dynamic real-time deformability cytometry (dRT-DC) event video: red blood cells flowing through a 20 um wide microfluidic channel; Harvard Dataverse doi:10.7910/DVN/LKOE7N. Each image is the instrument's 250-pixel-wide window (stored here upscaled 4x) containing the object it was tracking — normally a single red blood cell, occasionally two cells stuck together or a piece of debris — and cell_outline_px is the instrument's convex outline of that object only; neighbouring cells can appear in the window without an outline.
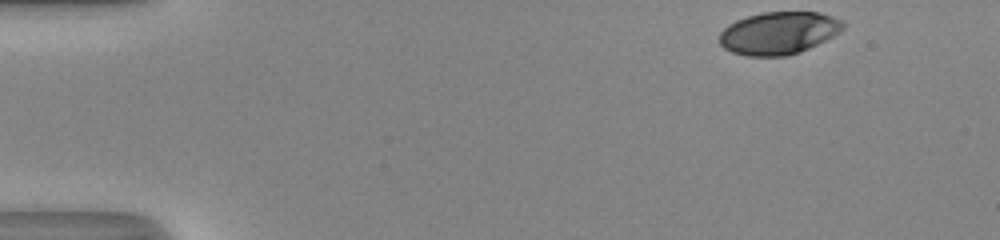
{"species": "human", "species_latin": "Homo sapiens", "temperature_condition": "room temperature", "stored_images_in_passage": 41, "camera_frame_rate_fps": 3000, "um_per_image_px": 0.085, "donor": {"sex": "male"}, "frame": {"image": 1, "passage_image": 1, "time_ms": 0.0, "image_size_px": [1000, 240], "cell_outline_px": [[844, 28], [840, 32], [800, 52], [784, 56], [748, 56], [732, 52], [724, 48], [720, 44], [720, 32], [728, 24], [736, 20], [760, 12], [820, 12], [844, 20]], "centroid_in_image_um": [66.19, 2.8], "position_along_channel_um": 18.8, "area_um2": 30.63}}
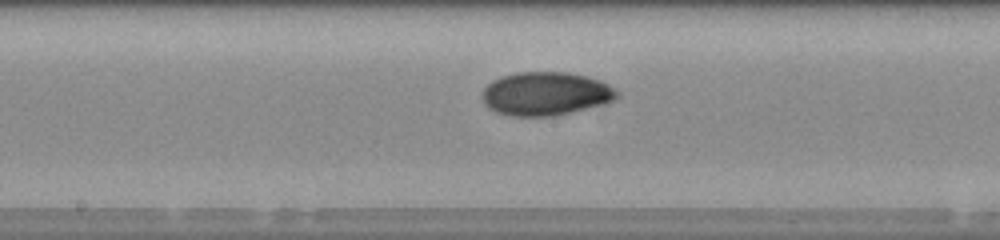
{"frame": {"image": 2, "passage_image": 23, "time_ms": 7.333, "image_size_px": [1000, 240], "cell_outline_px": [[620, 96], [612, 100], [584, 108], [552, 116], [512, 116], [496, 112], [488, 108], [484, 104], [484, 88], [492, 80], [500, 76], [516, 72], [568, 72], [588, 76], [600, 80], [608, 84], [620, 92]], "centroid_in_image_um": [46.36, 7.94], "position_along_channel_um": 201.8, "area_um2": 33.93}}
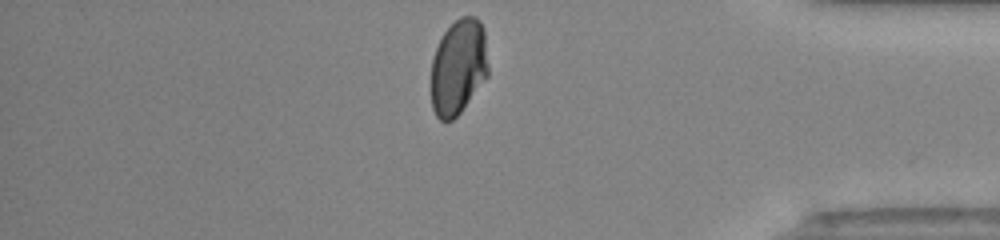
{"frame": {"image": 3, "passage_image": 39, "time_ms": 12.667, "image_size_px": [1000, 240], "cell_outline_px": [[488, 76], [460, 112], [452, 120], [440, 120], [436, 116], [432, 108], [432, 60], [436, 48], [444, 32], [460, 16], [476, 16], [480, 20], [484, 28], [488, 68]], "centroid_in_image_um": [38.98, 5.67], "position_along_channel_um": 396.2, "area_um2": 31.67}, "authors_computed_cell_mechanics": {"area_um2": 32.8882, "velocity_mm_per_s": 4.1662, "shape_relaxation_time_tau1_ms": 6.1254, "shape_relaxation_time_tau2_ms": 1.8415, "deformation_change_tau1": 0.2045, "deformation_change_tau2": 0.0392}}